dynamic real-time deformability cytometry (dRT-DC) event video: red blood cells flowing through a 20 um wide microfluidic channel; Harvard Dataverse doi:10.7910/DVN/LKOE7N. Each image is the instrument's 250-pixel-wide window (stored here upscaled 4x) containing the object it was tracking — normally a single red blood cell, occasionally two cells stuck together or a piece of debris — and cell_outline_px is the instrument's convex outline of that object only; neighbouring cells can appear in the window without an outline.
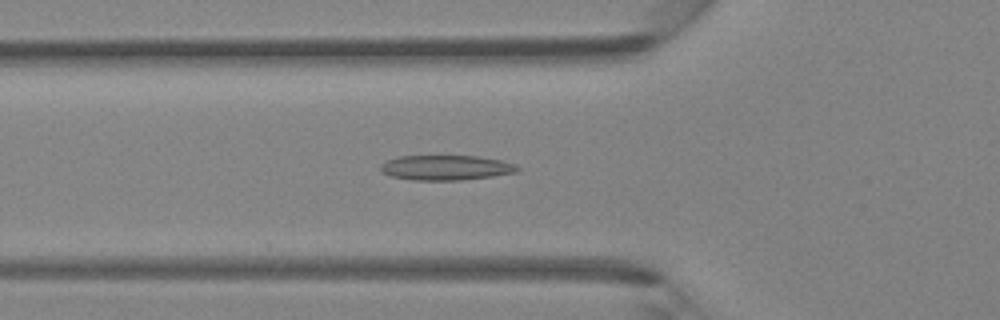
{"species": "Egyptian fruit bat (a non-hibernating species)", "species_latin": "Rousettus aegyptiacus", "temperature_condition": "room temperature", "stored_images_in_passage": 45, "camera_frame_rate_fps": 3000, "um_per_image_px": 0.085, "animal": {"sex": "female"}, "frame": {"image": 1, "passage_image": 16, "time_ms": 5.0, "image_size_px": [1000, 320], "cell_outline_px": [[520, 168], [516, 172], [492, 176], [460, 180], [412, 180], [392, 176], [380, 172], [380, 164], [384, 160], [396, 156], [476, 156], [500, 160], [516, 164]], "centroid_in_image_um": [37.84, 14.24], "position_along_channel_um": 88.0, "area_um2": 20.0}}
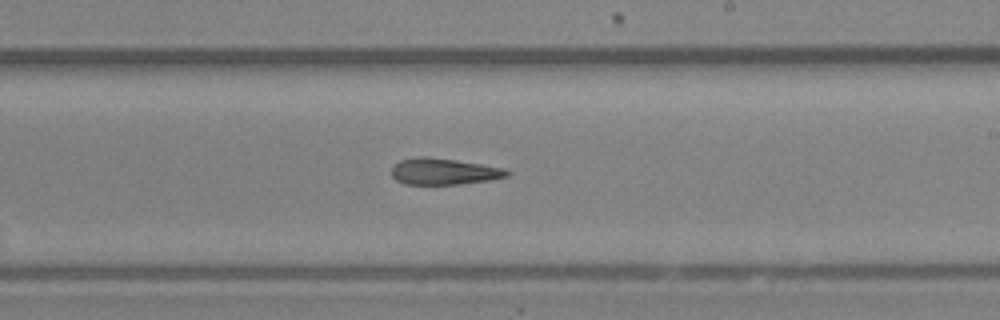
{"frame": {"image": 2, "passage_image": 27, "time_ms": 8.667, "image_size_px": [1000, 320], "cell_outline_px": [[512, 172], [508, 176], [488, 180], [460, 184], [404, 184], [396, 180], [392, 176], [392, 168], [400, 160], [416, 156], [424, 156], [456, 160], [504, 168]], "centroid_in_image_um": [37.72, 14.57], "position_along_channel_um": 251.3, "area_um2": 17.69}}
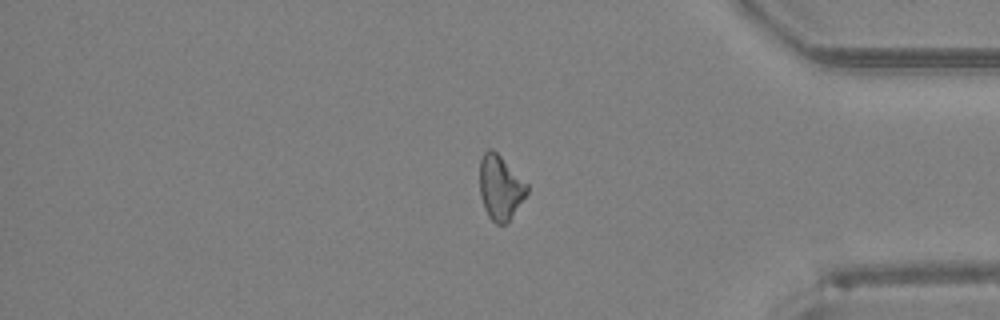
{"frame": {"image": 3, "passage_image": 38, "time_ms": 12.333, "image_size_px": [1000, 320], "cell_outline_px": [[528, 192], [508, 224], [496, 224], [488, 216], [484, 208], [480, 196], [480, 160], [484, 152], [488, 148], [492, 148], [528, 184]], "centroid_in_image_um": [42.52, 15.96], "position_along_channel_um": 392.7, "area_um2": 17.86}}